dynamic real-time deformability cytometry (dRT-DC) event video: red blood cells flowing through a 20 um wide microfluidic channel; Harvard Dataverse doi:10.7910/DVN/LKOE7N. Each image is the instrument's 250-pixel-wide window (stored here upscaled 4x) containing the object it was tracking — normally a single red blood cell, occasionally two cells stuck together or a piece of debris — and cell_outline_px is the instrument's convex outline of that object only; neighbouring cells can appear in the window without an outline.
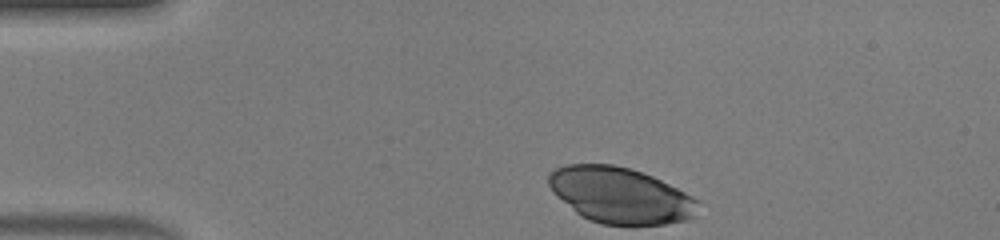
{"species": "human", "species_latin": "Homo sapiens", "temperature_condition": "warm", "stored_images_in_passage": 35, "camera_frame_rate_fps": 3000, "um_per_image_px": 0.085, "donor": {"sex": "male"}, "frame": {"image": 1, "passage_image": 1, "time_ms": 0.0, "image_size_px": [1000, 240], "cell_outline_px": [[700, 200], [696, 216], [688, 220], [664, 224], [604, 224], [580, 216], [556, 196], [552, 192], [548, 184], [548, 172], [556, 168], [568, 164], [612, 164], [628, 168], [652, 176]], "centroid_in_image_um": [52.71, 16.6], "position_along_channel_um": 32.3, "area_um2": 48.55}}
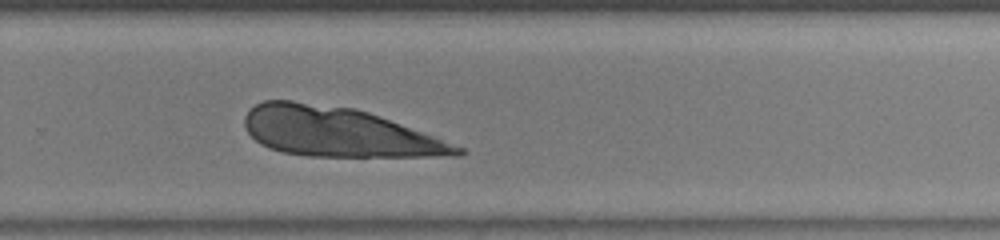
{"frame": {"image": 2, "passage_image": 25, "time_ms": 8.0, "image_size_px": [1000, 240], "cell_outline_px": [[468, 152], [460, 156], [308, 156], [284, 152], [268, 148], [260, 144], [244, 128], [244, 116], [256, 104], [264, 100], [292, 100], [356, 108], [368, 112], [464, 148]], "centroid_in_image_um": [28.71, 11.22], "position_along_channel_um": 301.1, "area_um2": 60.63}}
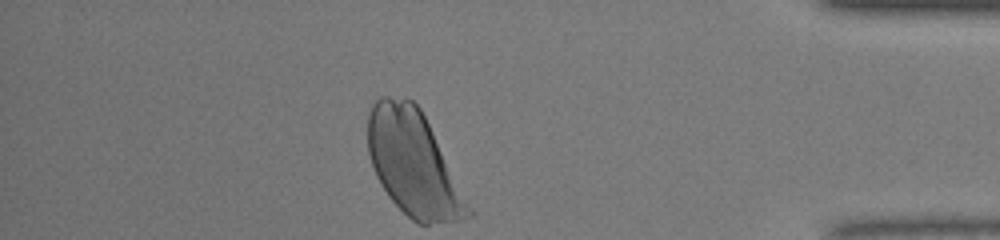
{"frame": {"image": 3, "passage_image": 35, "time_ms": 11.333, "image_size_px": [1000, 240], "cell_outline_px": [[472, 216], [460, 220], [428, 224], [416, 224], [388, 196], [380, 184], [376, 176], [368, 152], [368, 112], [372, 104], [380, 96], [388, 96], [412, 100], [420, 108], [472, 212]], "centroid_in_image_um": [35.08, 13.89], "position_along_channel_um": 400.1, "area_um2": 60.23}}